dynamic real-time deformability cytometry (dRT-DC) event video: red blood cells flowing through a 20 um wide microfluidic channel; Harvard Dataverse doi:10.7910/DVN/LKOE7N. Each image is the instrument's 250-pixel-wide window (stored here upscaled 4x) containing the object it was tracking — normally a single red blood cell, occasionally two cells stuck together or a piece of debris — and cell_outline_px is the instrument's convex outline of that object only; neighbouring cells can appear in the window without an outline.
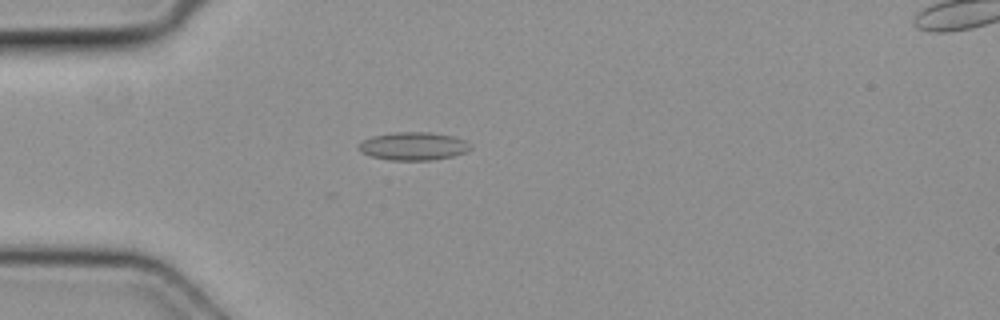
{"species": "common noctule bat (a hibernating species)", "species_latin": "Nyctalus noctula", "temperature_condition": "cold", "stored_images_in_passage": 3, "camera_frame_rate_fps": 3000, "um_per_image_px": 0.085, "animal": {"sex": "female", "body_mass_g": 19.3, "forearm_length_mm": 54.1}, "frame": {"image": 1, "passage_image": 3, "time_ms": 0.667, "image_size_px": [1000, 320], "cell_outline_px": [[472, 148], [468, 152], [452, 156], [432, 160], [388, 160], [372, 156], [360, 152], [356, 148], [364, 140], [372, 136], [396, 132], [428, 132], [452, 136], [464, 140], [472, 144]], "centroid_in_image_um": [35.16, 12.43], "position_along_channel_um": 49.8, "area_um2": 18.32}}